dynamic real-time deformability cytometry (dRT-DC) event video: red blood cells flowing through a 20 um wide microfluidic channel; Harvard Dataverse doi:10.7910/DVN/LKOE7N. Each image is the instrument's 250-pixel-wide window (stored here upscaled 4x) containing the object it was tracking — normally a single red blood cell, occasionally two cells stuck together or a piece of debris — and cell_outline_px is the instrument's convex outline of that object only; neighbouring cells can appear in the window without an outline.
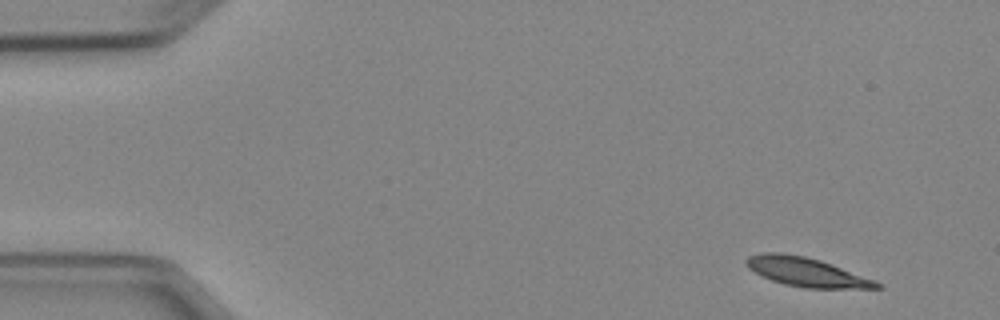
{"species": "Egyptian fruit bat (a non-hibernating species)", "species_latin": "Rousettus aegyptiacus", "temperature_condition": "cold", "stored_images_in_passage": 4, "camera_frame_rate_fps": 3000, "um_per_image_px": 0.085, "animal": {"sex": "female"}, "frame": {"image": 1, "passage_image": 1, "time_ms": 0.0, "image_size_px": [1000, 320], "cell_outline_px": [[884, 288], [804, 288], [784, 284], [772, 280], [748, 268], [744, 264], [744, 260], [748, 256], [764, 252], [780, 252], [804, 256], [820, 260], [876, 280], [884, 284]], "centroid_in_image_um": [68.56, 23.12], "position_along_channel_um": 16.4, "area_um2": 22.08}}
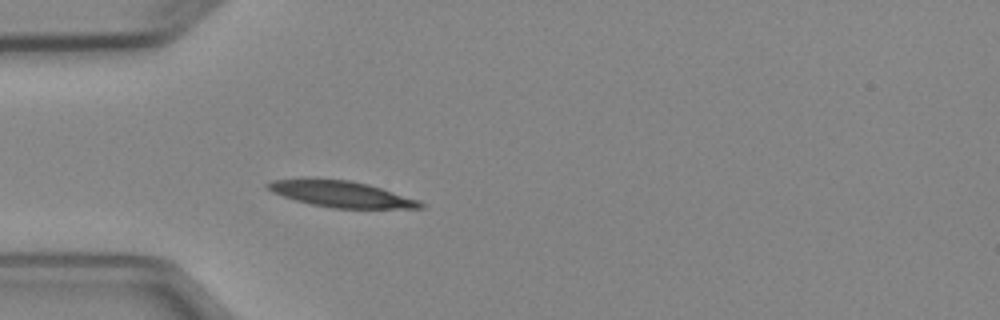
{"frame": {"image": 2, "passage_image": 4, "time_ms": 3.667, "image_size_px": [1000, 320], "cell_outline_px": [[424, 208], [332, 208], [312, 204], [296, 200], [272, 192], [264, 184], [272, 180], [304, 176], [352, 180], [368, 184], [420, 200], [424, 204]], "centroid_in_image_um": [28.94, 16.45], "position_along_channel_um": 56.1, "area_um2": 23.81}}